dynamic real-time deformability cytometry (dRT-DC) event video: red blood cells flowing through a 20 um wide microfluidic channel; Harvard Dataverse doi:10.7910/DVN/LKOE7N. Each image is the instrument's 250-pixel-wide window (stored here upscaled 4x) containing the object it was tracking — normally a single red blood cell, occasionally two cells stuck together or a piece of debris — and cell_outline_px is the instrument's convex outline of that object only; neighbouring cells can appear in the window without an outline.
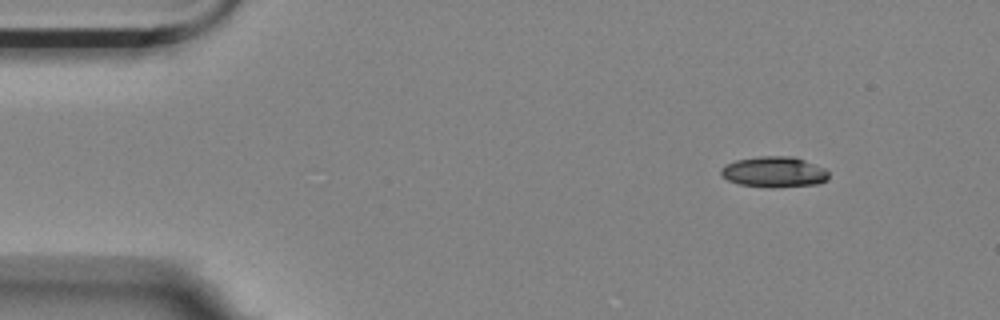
{"species": "Egyptian fruit bat (a non-hibernating species)", "species_latin": "Rousettus aegyptiacus", "temperature_condition": "room temperature", "stored_images_in_passage": 5, "camera_frame_rate_fps": 3000, "um_per_image_px": 0.085, "animal": {"sex": "female"}, "frame": {"image": 1, "passage_image": 1, "time_ms": 0.0, "image_size_px": [1000, 320], "cell_outline_px": [[828, 180], [816, 184], [772, 188], [768, 188], [740, 184], [728, 180], [720, 176], [720, 168], [724, 164], [736, 160], [760, 156], [792, 156], [804, 160], [824, 168], [828, 172]], "centroid_in_image_um": [65.76, 14.62], "position_along_channel_um": 19.2, "area_um2": 19.42}}